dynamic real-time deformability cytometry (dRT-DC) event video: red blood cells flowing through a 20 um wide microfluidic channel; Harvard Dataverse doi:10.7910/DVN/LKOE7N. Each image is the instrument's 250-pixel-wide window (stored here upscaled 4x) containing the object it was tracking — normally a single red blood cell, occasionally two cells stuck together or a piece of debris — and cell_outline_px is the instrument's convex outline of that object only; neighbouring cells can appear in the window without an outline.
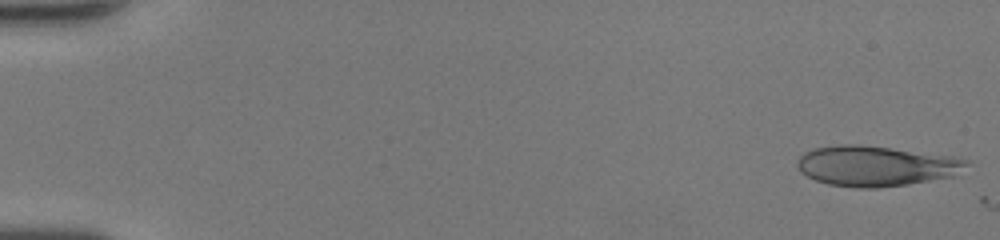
{"species": "human", "species_latin": "Homo sapiens", "temperature_condition": "room temperature", "stored_images_in_passage": 44, "camera_frame_rate_fps": 3000, "um_per_image_px": 0.085, "donor": {"sex": "female"}, "frame": {"image": 1, "passage_image": 1, "time_ms": 0.0, "image_size_px": [1000, 240], "cell_outline_px": [[968, 164], [952, 176], [908, 184], [880, 188], [856, 188], [828, 184], [816, 180], [800, 172], [796, 164], [796, 160], [804, 152], [812, 148], [840, 144], [860, 144], [952, 156], [968, 160]], "centroid_in_image_um": [74.38, 14.1], "position_along_channel_um": 10.6, "area_um2": 39.71}}
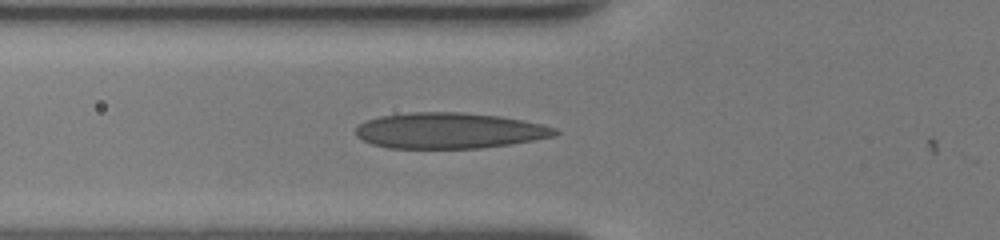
{"frame": {"image": 2, "passage_image": 18, "time_ms": 5.667, "image_size_px": [1000, 240], "cell_outline_px": [[560, 132], [556, 136], [512, 144], [480, 148], [388, 148], [372, 144], [356, 136], [356, 128], [360, 124], [368, 120], [380, 116], [408, 112], [460, 112], [500, 116], [540, 124], [556, 128]], "centroid_in_image_um": [38.2, 11.1], "position_along_channel_um": 87.6, "area_um2": 41.56}}
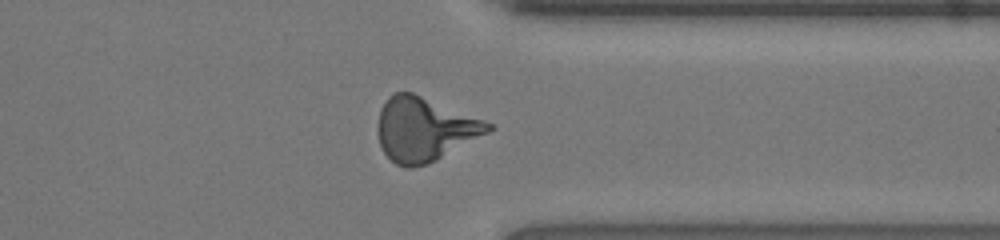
{"frame": {"image": 3, "passage_image": 38, "time_ms": 12.333, "image_size_px": [1000, 240], "cell_outline_px": [[496, 128], [436, 160], [428, 164], [412, 168], [404, 168], [396, 164], [384, 152], [380, 144], [376, 132], [376, 128], [380, 108], [388, 96], [396, 92], [412, 92], [484, 120], [492, 124]], "centroid_in_image_um": [36.04, 10.99], "position_along_channel_um": 375.4, "area_um2": 41.04}, "authors_computed_cell_mechanics": {"area_um2": 39.0728, "velocity_mm_per_s": 4.3358, "shape_relaxation_time_tau1_ms": 8.598, "shape_relaxation_time_tau2_ms": 1.0973, "deformation_change_tau1": 0.3042, "deformation_change_tau2": 0.0855}}